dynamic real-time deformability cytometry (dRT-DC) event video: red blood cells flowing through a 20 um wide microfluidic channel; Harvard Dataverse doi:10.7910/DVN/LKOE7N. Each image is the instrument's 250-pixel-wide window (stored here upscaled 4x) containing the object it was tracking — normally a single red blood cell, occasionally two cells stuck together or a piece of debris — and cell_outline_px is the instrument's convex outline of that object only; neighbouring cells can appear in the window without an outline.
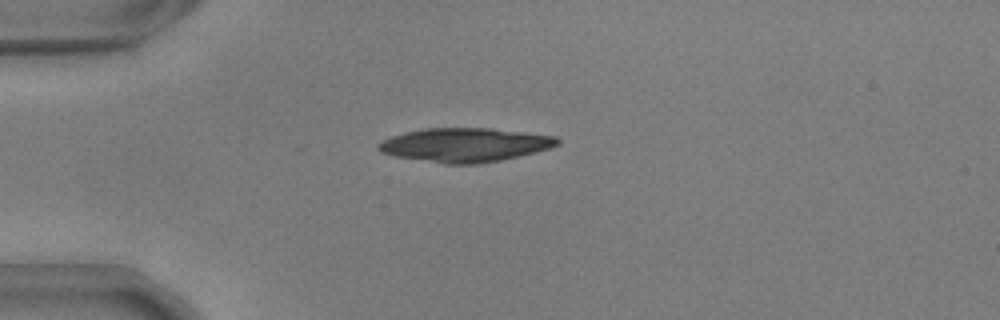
{"species": "common noctule bat (a hibernating species)", "species_latin": "Nyctalus noctula", "temperature_condition": "warm", "stored_images_in_passage": 14, "camera_frame_rate_fps": 3000, "um_per_image_px": 0.085, "animal": {"sex": "male", "body_mass_g": 17.9, "forearm_length_mm": 54.2}, "frame": {"image": 1, "passage_image": 1, "time_ms": 0.0, "image_size_px": [1000, 320], "cell_outline_px": [[560, 144], [548, 148], [500, 160], [480, 164], [444, 164], [396, 156], [380, 152], [376, 148], [376, 144], [392, 136], [404, 132], [424, 128], [492, 128], [556, 136], [560, 140]], "centroid_in_image_um": [39.48, 12.31], "position_along_channel_um": 45.5, "area_um2": 35.26}}